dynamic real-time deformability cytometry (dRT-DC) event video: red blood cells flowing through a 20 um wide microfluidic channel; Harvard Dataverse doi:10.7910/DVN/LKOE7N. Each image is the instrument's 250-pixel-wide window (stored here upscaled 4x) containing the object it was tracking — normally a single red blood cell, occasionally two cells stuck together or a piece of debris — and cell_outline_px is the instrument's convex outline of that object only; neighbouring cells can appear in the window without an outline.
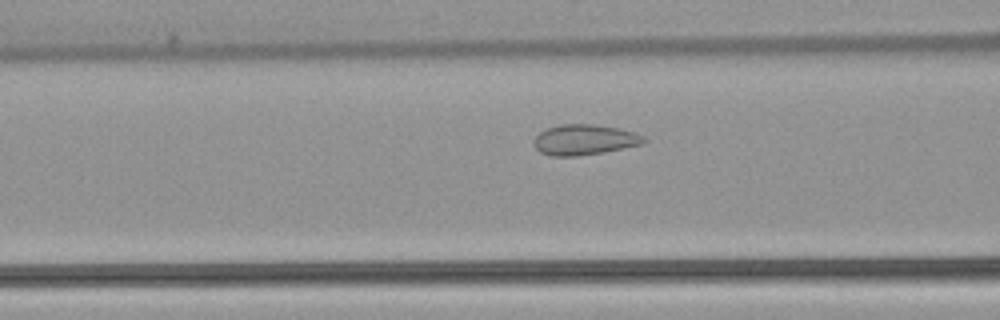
{"species": "common noctule bat (a hibernating species)", "species_latin": "Nyctalus noctula", "temperature_condition": "warm", "stored_images_in_passage": 49, "camera_frame_rate_fps": 3000, "um_per_image_px": 0.085, "animal": {"sex": "female", "body_mass_g": 22.7, "forearm_length_mm": 54.2}, "frame": {"image": 1, "passage_image": 17, "time_ms": 5.333, "image_size_px": [1000, 320], "cell_outline_px": [[648, 140], [640, 144], [604, 152], [576, 156], [552, 156], [540, 152], [532, 144], [532, 140], [540, 132], [548, 128], [560, 124], [592, 124], [620, 128], [636, 132], [644, 136]], "centroid_in_image_um": [49.66, 11.87], "position_along_channel_um": 116.9, "area_um2": 19.59}}
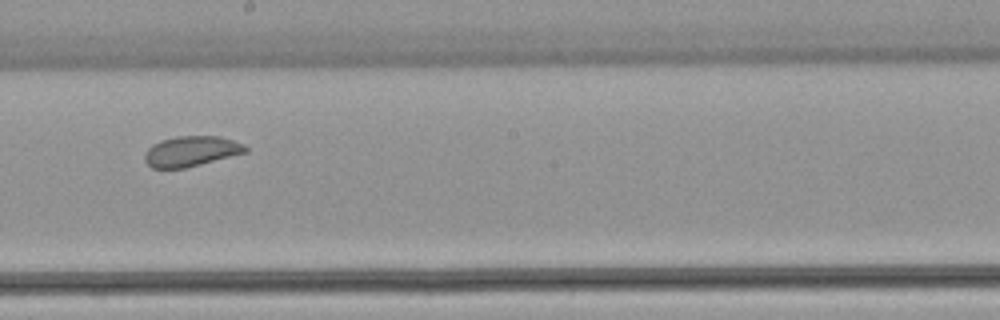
{"frame": {"image": 2, "passage_image": 26, "time_ms": 8.333, "image_size_px": [1000, 320], "cell_outline_px": [[248, 152], [184, 168], [152, 168], [144, 160], [144, 156], [148, 148], [152, 144], [160, 140], [176, 136], [220, 136], [244, 144], [248, 148]], "centroid_in_image_um": [16.25, 12.85], "position_along_channel_um": 232.0, "area_um2": 17.8}}
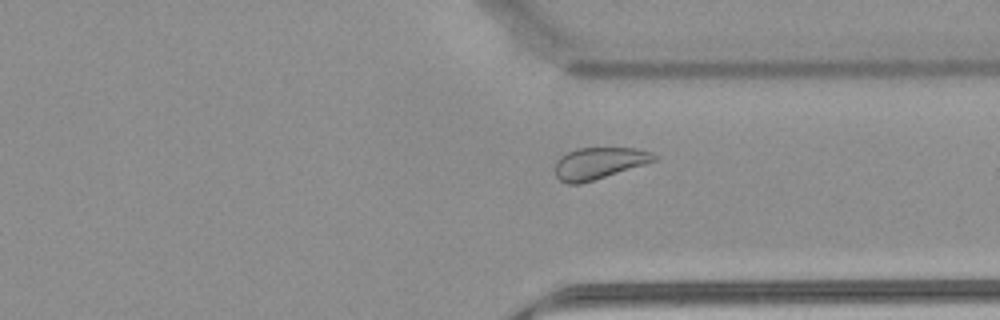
{"frame": {"image": 3, "passage_image": 36, "time_ms": 11.667, "image_size_px": [1000, 320], "cell_outline_px": [[660, 156], [656, 160], [644, 164], [580, 184], [568, 184], [560, 180], [556, 176], [556, 160], [560, 156], [576, 148], [636, 148], [652, 152]], "centroid_in_image_um": [50.91, 13.86], "position_along_channel_um": 360.5, "area_um2": 18.15}}